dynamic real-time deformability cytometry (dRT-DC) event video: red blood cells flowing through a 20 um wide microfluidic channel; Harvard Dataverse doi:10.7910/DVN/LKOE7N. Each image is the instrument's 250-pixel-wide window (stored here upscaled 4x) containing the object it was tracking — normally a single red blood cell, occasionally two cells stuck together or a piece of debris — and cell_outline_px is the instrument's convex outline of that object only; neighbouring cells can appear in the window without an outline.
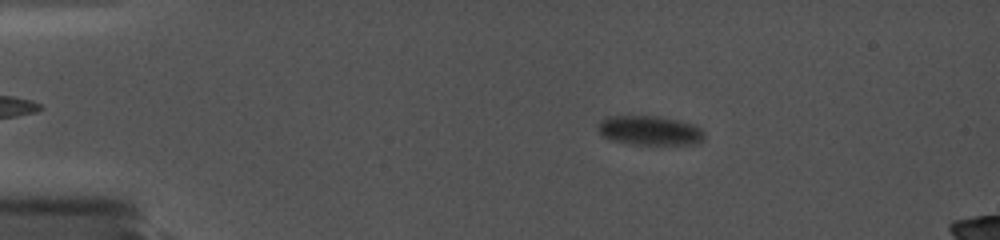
{"species": "common noctule bat (a hibernating species)", "species_latin": "Nyctalus noctula", "temperature_condition": "cold", "stored_images_in_passage": 8, "camera_frame_rate_fps": 5000, "um_per_image_px": 0.085, "animal": {"sex": "female", "body_mass_g": 19.0, "forearm_length_mm": 56.7}, "frame": {"image": 1, "passage_image": 5, "time_ms": 4.0, "image_size_px": [1000, 240], "cell_outline_px": [[704, 140], [696, 144], [636, 144], [612, 140], [604, 136], [596, 128], [596, 124], [600, 120], [608, 116], [656, 116], [680, 120], [692, 124], [700, 128], [704, 132]], "centroid_in_image_um": [55.22, 11.08], "position_along_channel_um": 29.8, "area_um2": 18.21}}